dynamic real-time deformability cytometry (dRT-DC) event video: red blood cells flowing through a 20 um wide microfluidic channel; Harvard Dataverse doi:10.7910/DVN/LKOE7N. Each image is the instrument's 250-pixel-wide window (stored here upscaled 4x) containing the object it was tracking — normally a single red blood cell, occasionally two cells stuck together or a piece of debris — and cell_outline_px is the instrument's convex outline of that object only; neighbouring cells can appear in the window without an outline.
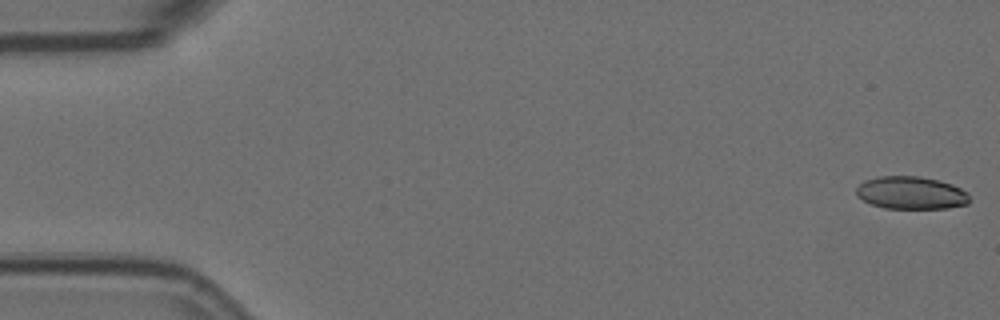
{"species": "Egyptian fruit bat (a non-hibernating species)", "species_latin": "Rousettus aegyptiacus", "temperature_condition": "room temperature", "stored_images_in_passage": 4, "camera_frame_rate_fps": 3000, "um_per_image_px": 0.085, "animal": {"sex": "female"}, "frame": {"image": 1, "passage_image": 1, "time_ms": 0.0, "image_size_px": [1000, 320], "cell_outline_px": [[968, 204], [948, 208], [884, 208], [872, 204], [856, 196], [856, 188], [864, 180], [880, 176], [920, 176], [940, 180], [952, 184], [968, 192]], "centroid_in_image_um": [77.44, 16.38], "position_along_channel_um": 7.6, "area_um2": 21.62}}